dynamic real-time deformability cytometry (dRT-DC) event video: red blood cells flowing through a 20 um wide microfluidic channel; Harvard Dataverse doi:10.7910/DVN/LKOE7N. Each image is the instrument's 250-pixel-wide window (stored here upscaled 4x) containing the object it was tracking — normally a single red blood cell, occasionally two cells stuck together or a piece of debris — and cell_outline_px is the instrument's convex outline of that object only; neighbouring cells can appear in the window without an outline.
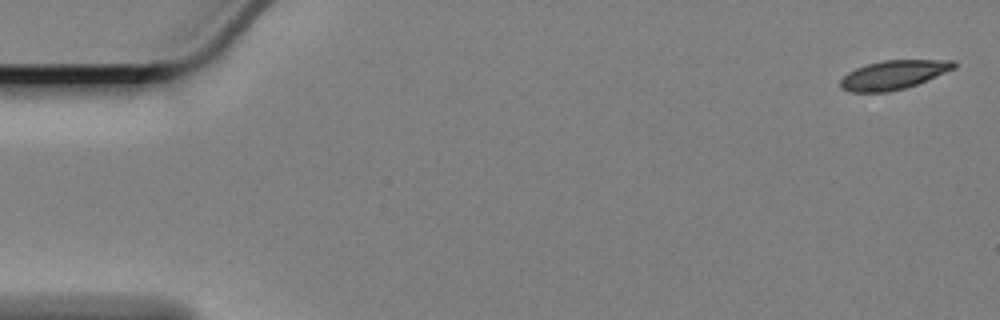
{"species": "Egyptian fruit bat (a non-hibernating species)", "species_latin": "Rousettus aegyptiacus", "temperature_condition": "cold", "stored_images_in_passage": 60, "segment_of_instrument_passage": [1, 2], "camera_frame_rate_fps": 3000, "um_per_image_px": 0.085, "animal": {"sex": "female"}, "frame": {"image": 1, "passage_image": 1, "time_ms": 0.0, "image_size_px": [1000, 320], "cell_outline_px": [[956, 68], [916, 84], [904, 88], [888, 92], [852, 92], [840, 88], [840, 80], [848, 72], [856, 68], [868, 64], [884, 60], [956, 60]], "centroid_in_image_um": [75.94, 6.36], "position_along_channel_um": 9.1, "area_um2": 19.02}}
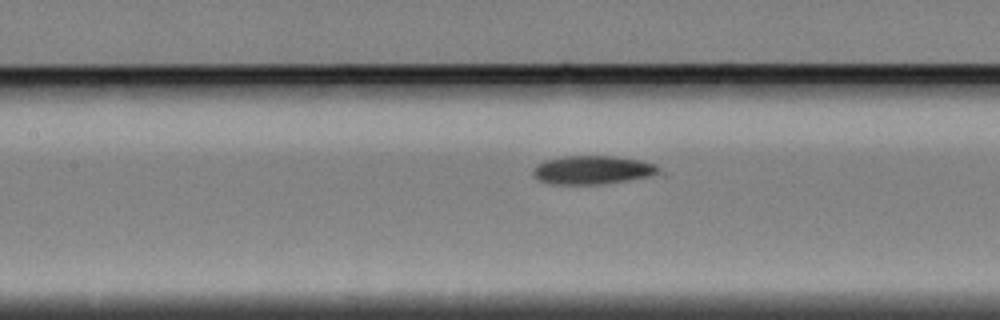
{"frame": {"image": 2, "passage_image": 26, "time_ms": 8.333, "image_size_px": [1000, 320], "cell_outline_px": [[668, 176], [604, 184], [552, 184], [540, 180], [532, 172], [532, 168], [536, 164], [544, 160], [564, 156], [612, 156], [640, 160], [656, 164]], "centroid_in_image_um": [50.55, 14.46], "position_along_channel_um": 156.8, "area_um2": 21.79}}
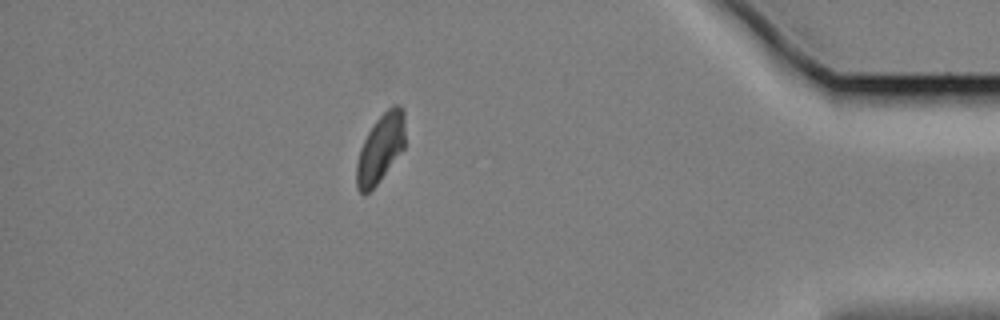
{"frame": {"image": 3, "passage_image": 52, "time_ms": 17.0, "image_size_px": [1000, 320], "cell_outline_px": [[404, 148], [376, 184], [364, 196], [356, 188], [356, 164], [360, 148], [368, 132], [376, 120], [392, 104], [400, 104], [404, 108]], "centroid_in_image_um": [32.33, 12.59], "position_along_channel_um": 402.9, "area_um2": 19.25}}